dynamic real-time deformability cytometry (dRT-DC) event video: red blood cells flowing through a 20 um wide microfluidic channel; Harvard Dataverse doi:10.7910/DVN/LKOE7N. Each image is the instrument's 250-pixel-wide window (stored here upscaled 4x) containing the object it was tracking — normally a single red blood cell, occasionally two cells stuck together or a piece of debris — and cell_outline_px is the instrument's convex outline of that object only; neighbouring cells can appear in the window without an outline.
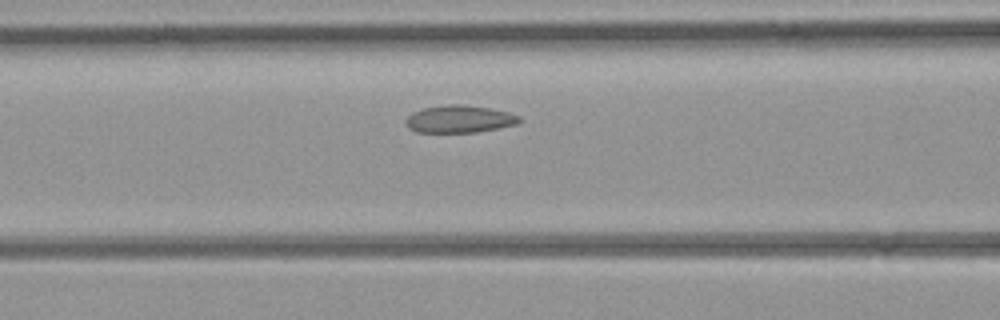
{"species": "common noctule bat (a hibernating species)", "species_latin": "Nyctalus noctula", "temperature_condition": "room temperature", "stored_images_in_passage": 23, "camera_frame_rate_fps": 3000, "um_per_image_px": 0.085, "animal": {"sex": "female", "body_mass_g": 21.9}, "frame": {"image": 1, "passage_image": 6, "time_ms": 1.667, "image_size_px": [1000, 320], "cell_outline_px": [[524, 120], [516, 124], [476, 132], [416, 132], [408, 128], [404, 120], [412, 112], [424, 108], [448, 104], [464, 104], [488, 108], [508, 112], [520, 116]], "centroid_in_image_um": [39.04, 10.11], "position_along_channel_um": 127.6, "area_um2": 18.15}}
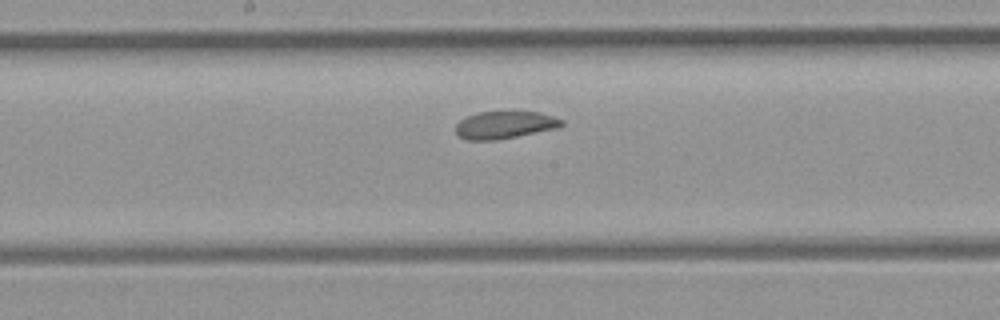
{"frame": {"image": 2, "passage_image": 11, "time_ms": 3.333, "image_size_px": [1000, 320], "cell_outline_px": [[564, 124], [556, 128], [496, 140], [468, 140], [460, 136], [456, 132], [456, 124], [460, 120], [476, 112], [508, 108], [512, 108], [540, 112], [564, 120]], "centroid_in_image_um": [42.91, 10.54], "position_along_channel_um": 205.3, "area_um2": 17.69}}
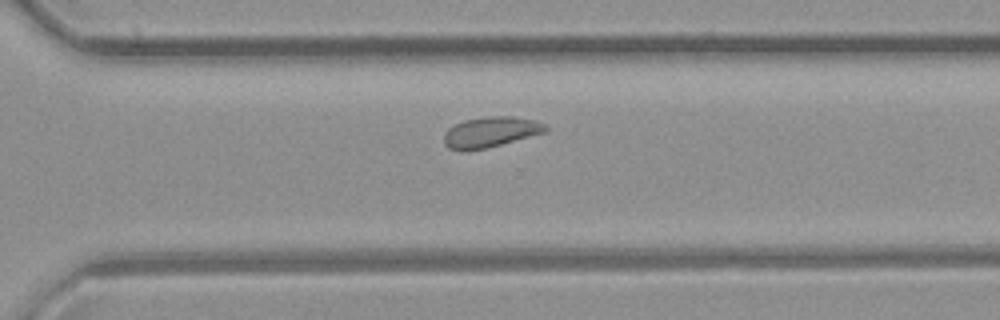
{"frame": {"image": 3, "passage_image": 19, "time_ms": 6.0, "image_size_px": [1000, 320], "cell_outline_px": [[548, 128], [544, 132], [500, 144], [484, 148], [448, 148], [444, 144], [444, 132], [448, 128], [464, 120], [484, 116], [512, 116], [536, 120], [544, 124]], "centroid_in_image_um": [41.7, 11.17], "position_along_channel_um": 328.9, "area_um2": 17.46}}